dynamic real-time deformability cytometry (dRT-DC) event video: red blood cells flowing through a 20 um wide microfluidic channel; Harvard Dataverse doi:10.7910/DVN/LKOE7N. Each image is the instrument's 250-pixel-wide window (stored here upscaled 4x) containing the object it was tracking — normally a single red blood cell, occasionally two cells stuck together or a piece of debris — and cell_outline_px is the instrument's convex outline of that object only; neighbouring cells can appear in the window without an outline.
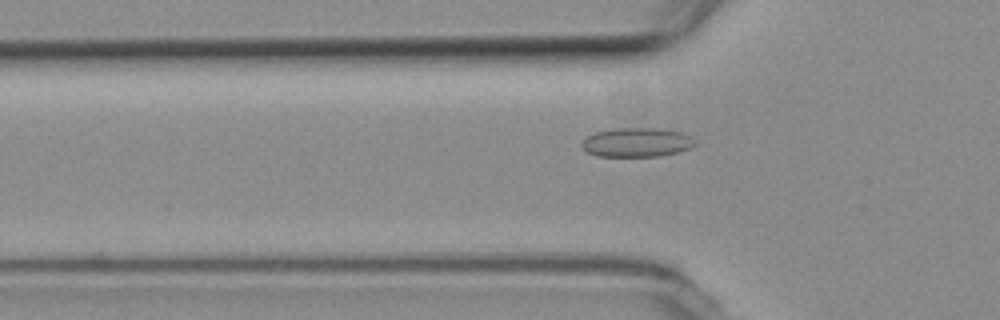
{"species": "common noctule bat (a hibernating species)", "species_latin": "Nyctalus noctula", "temperature_condition": "room temperature", "stored_images_in_passage": 50, "camera_frame_rate_fps": 3000, "um_per_image_px": 0.085, "animal": {"sex": "female", "body_mass_g": 19.3, "forearm_length_mm": 54.1}, "frame": {"image": 1, "passage_image": 13, "time_ms": 4.0, "image_size_px": [1000, 320], "cell_outline_px": [[696, 144], [692, 148], [660, 156], [596, 156], [588, 152], [580, 144], [588, 136], [596, 132], [620, 128], [656, 128], [680, 132], [688, 136]], "centroid_in_image_um": [54.12, 12.11], "position_along_channel_um": 71.7, "area_um2": 18.9}}
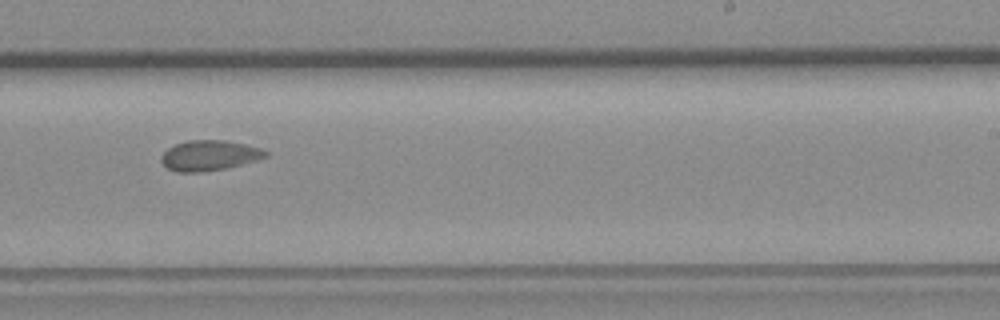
{"frame": {"image": 2, "passage_image": 29, "time_ms": 9.333, "image_size_px": [1000, 320], "cell_outline_px": [[268, 156], [256, 160], [228, 168], [200, 172], [176, 172], [168, 168], [160, 160], [160, 156], [168, 148], [176, 144], [188, 140], [224, 140], [244, 144], [260, 148], [268, 152]], "centroid_in_image_um": [17.78, 13.22], "position_along_channel_um": 271.2, "area_um2": 18.38}}
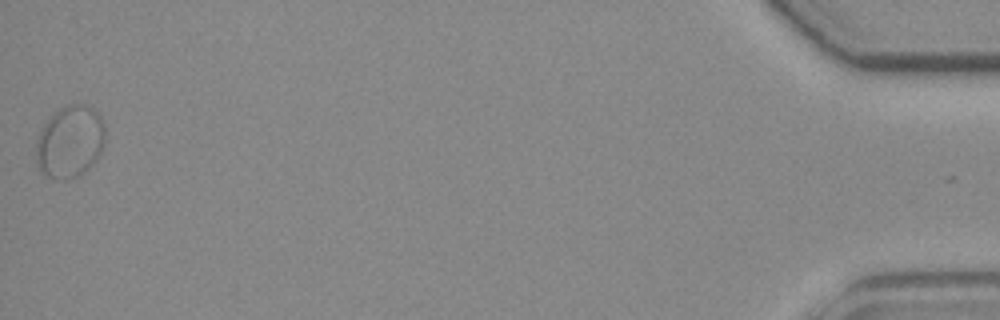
{"frame": {"image": 3, "passage_image": 50, "time_ms": 16.333, "image_size_px": [1000, 320], "cell_outline_px": [[104, 144], [96, 160], [80, 176], [64, 180], [60, 180], [44, 176], [40, 172], [36, 160], [36, 140], [44, 124], [64, 104], [84, 104], [92, 108], [100, 116], [104, 124]], "centroid_in_image_um": [5.93, 12.07], "position_along_channel_um": 429.3, "area_um2": 29.19}, "authors_computed_cell_mechanics": {"area_um2": 18.5538, "velocity_mm_per_s": 3.7352, "shape_relaxation_time_tau1_ms": null, "shape_relaxation_time_tau2_ms": 0.3574, "deformation_change_tau1": null, "deformation_change_tau2": 0.0478}}